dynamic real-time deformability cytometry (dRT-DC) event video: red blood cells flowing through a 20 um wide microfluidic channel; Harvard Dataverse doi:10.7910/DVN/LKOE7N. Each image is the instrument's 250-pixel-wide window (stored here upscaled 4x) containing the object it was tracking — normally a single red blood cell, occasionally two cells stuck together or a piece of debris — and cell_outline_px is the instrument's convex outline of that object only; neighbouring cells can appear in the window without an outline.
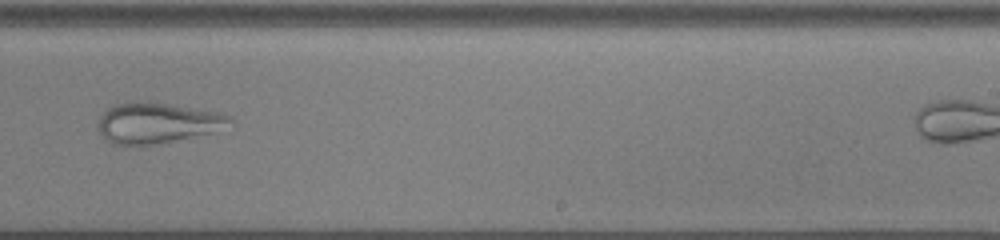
{"species": "common noctule bat (a hibernating species)", "species_latin": "Nyctalus noctula", "temperature_condition": "cold", "stored_images_in_passage": 45, "camera_frame_rate_fps": 3000, "um_per_image_px": 0.085, "animal": {"sex": "male", "body_mass_g": 13.0, "forearm_length_mm": 53.1}, "frame": {"image": 1, "passage_image": 32, "time_ms": 10.333, "image_size_px": [1000, 240], "cell_outline_px": [[232, 120], [212, 132], [156, 144], [112, 144], [100, 132], [100, 116], [112, 104], [132, 100], [136, 100], [220, 112], [232, 116]], "centroid_in_image_um": [13.32, 10.42], "position_along_channel_um": 275.7, "area_um2": 30.4}}